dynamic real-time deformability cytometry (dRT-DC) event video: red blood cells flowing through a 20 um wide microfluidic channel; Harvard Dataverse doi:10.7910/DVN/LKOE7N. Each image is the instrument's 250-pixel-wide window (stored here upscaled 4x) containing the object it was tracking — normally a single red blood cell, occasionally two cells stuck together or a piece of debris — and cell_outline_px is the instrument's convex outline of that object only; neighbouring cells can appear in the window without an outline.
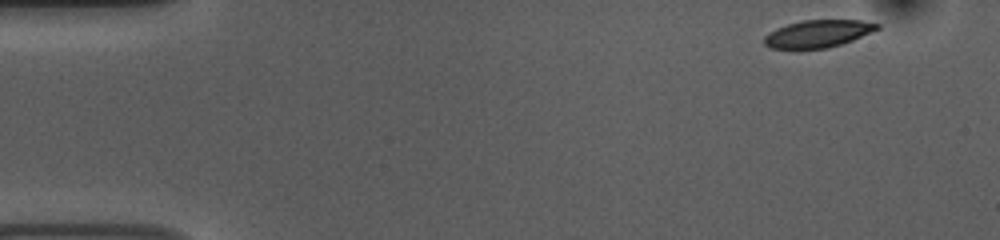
{"species": "common noctule bat (a hibernating species)", "species_latin": "Nyctalus noctula", "temperature_condition": "room temperature", "stored_images_in_passage": 50, "camera_frame_rate_fps": 3000, "um_per_image_px": 0.085, "animal": {"sex": "female", "body_mass_g": 10.0, "forearm_length_mm": 53.1}, "frame": {"image": 1, "passage_image": 1, "time_ms": 0.0, "image_size_px": [1000, 240], "cell_outline_px": [[880, 28], [852, 40], [828, 48], [768, 48], [764, 44], [764, 36], [768, 32], [776, 28], [788, 24], [804, 20], [860, 20], [880, 24]], "centroid_in_image_um": [69.5, 2.86], "position_along_channel_um": 15.5, "area_um2": 17.86}}
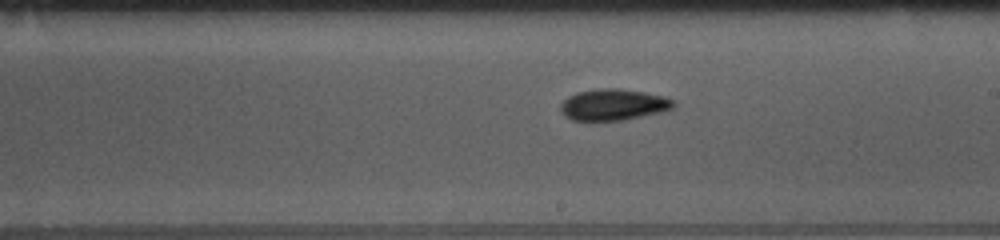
{"frame": {"image": 2, "passage_image": 27, "time_ms": 8.667, "image_size_px": [1000, 240], "cell_outline_px": [[676, 104], [672, 108], [660, 112], [624, 120], [572, 120], [564, 116], [560, 112], [560, 104], [568, 96], [576, 92], [600, 88], [616, 88], [644, 92], [664, 96], [672, 100]], "centroid_in_image_um": [52.1, 8.89], "position_along_channel_um": 236.9, "area_um2": 20.58}}
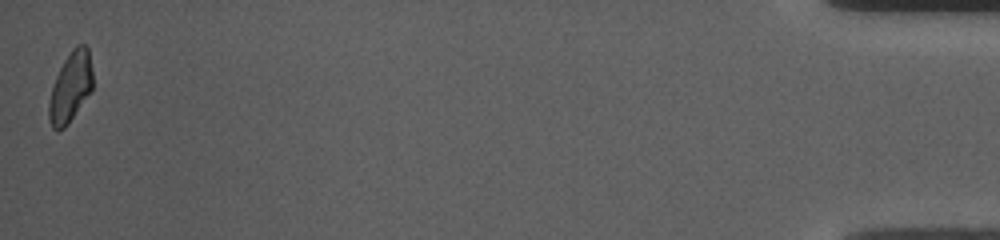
{"frame": {"image": 3, "passage_image": 50, "time_ms": 16.333, "image_size_px": [1000, 240], "cell_outline_px": [[92, 88], [68, 124], [64, 128], [56, 132], [52, 128], [48, 120], [48, 104], [52, 88], [56, 76], [64, 60], [72, 48], [76, 44], [84, 44], [88, 48], [92, 72]], "centroid_in_image_um": [5.96, 7.42], "position_along_channel_um": 429.2, "area_um2": 17.74}, "authors_computed_cell_mechanics": {"area_um2": 18.8717, "velocity_mm_per_s": 3.7226, "shape_relaxation_time_tau1_ms": 3.7067, "shape_relaxation_time_tau2_ms": 5.8315, "deformation_change_tau1": 0.1335, "deformation_change_tau2": 0.1275}}